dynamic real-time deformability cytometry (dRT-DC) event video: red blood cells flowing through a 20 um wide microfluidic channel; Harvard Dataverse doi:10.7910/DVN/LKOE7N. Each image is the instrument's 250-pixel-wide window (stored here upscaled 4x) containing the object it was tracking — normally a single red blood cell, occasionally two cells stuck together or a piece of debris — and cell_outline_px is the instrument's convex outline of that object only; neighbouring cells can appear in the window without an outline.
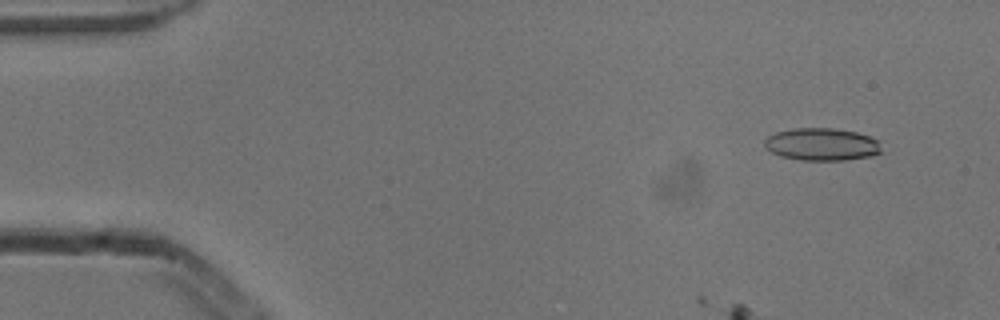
{"species": "common noctule bat (a hibernating species)", "species_latin": "Nyctalus noctula", "temperature_condition": "cold", "stored_images_in_passage": 5, "camera_frame_rate_fps": 3000, "um_per_image_px": 0.085, "animal": {"sex": "male", "body_mass_g": 13.3}, "frame": {"image": 1, "passage_image": 2, "time_ms": 0.333, "image_size_px": [1000, 320], "cell_outline_px": [[880, 152], [872, 156], [844, 160], [800, 160], [780, 156], [764, 148], [764, 140], [768, 136], [776, 132], [792, 128], [836, 128], [856, 132], [880, 140]], "centroid_in_image_um": [69.84, 12.26], "position_along_channel_um": 15.2, "area_um2": 22.31}}